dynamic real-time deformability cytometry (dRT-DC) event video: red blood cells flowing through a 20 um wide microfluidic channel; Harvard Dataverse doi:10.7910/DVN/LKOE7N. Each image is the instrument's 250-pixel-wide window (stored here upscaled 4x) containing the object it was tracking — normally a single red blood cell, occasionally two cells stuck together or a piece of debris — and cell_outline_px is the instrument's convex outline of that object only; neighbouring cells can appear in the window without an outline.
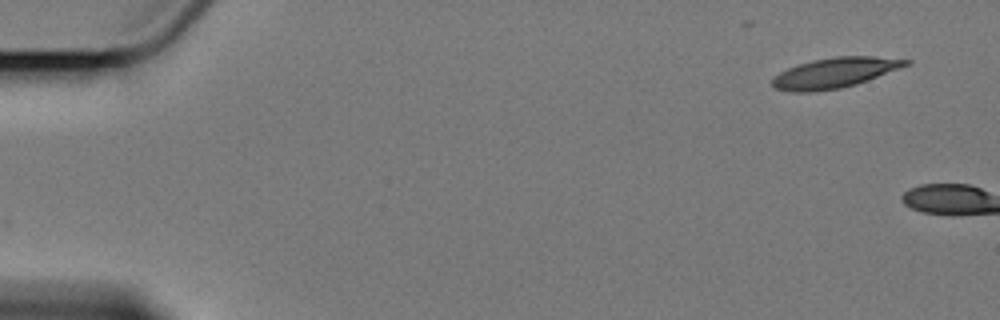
{"species": "Egyptian fruit bat (a non-hibernating species)", "species_latin": "Rousettus aegyptiacus", "temperature_condition": "cold", "stored_images_in_passage": 5, "camera_frame_rate_fps": 3000, "um_per_image_px": 0.085, "animal": {"sex": "female"}, "frame": {"image": 1, "passage_image": 1, "time_ms": 0.0, "image_size_px": [1000, 320], "cell_outline_px": [[912, 64], [868, 80], [856, 84], [840, 88], [816, 92], [792, 92], [772, 88], [772, 80], [780, 72], [796, 64], [812, 60], [836, 56], [872, 56], [912, 60]], "centroid_in_image_um": [70.96, 6.19], "position_along_channel_um": 14.0, "area_um2": 23.7}}